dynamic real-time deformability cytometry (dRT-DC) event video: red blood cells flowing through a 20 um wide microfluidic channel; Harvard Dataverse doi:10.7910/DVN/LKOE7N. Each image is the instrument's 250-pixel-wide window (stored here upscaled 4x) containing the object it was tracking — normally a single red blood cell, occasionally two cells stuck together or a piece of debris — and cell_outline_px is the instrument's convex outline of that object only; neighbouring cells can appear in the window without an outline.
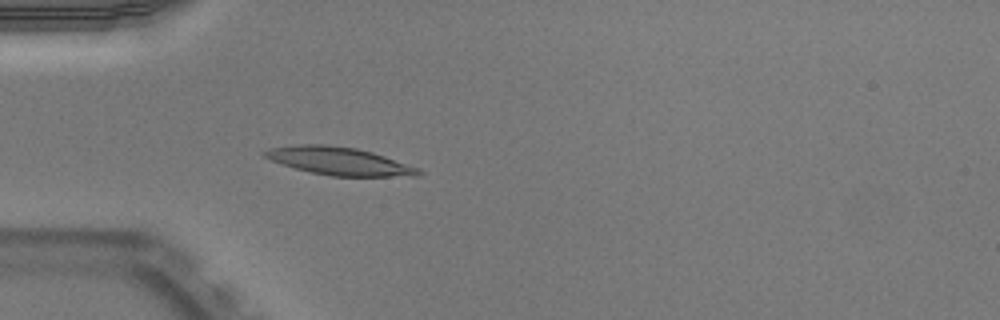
{"species": "Egyptian fruit bat (a non-hibernating species)", "species_latin": "Rousettus aegyptiacus", "temperature_condition": "warm", "stored_images_in_passage": 45, "camera_frame_rate_fps": 3000, "um_per_image_px": 0.085, "animal": {"sex": "male"}, "frame": {"image": 1, "passage_image": 15, "time_ms": 4.667, "image_size_px": [1000, 320], "cell_outline_px": [[424, 172], [420, 176], [332, 176], [312, 172], [296, 168], [272, 160], [264, 156], [260, 152], [268, 148], [292, 144], [324, 144], [356, 148], [372, 152], [420, 168]], "centroid_in_image_um": [28.84, 13.68], "position_along_channel_um": 56.2, "area_um2": 24.97}}
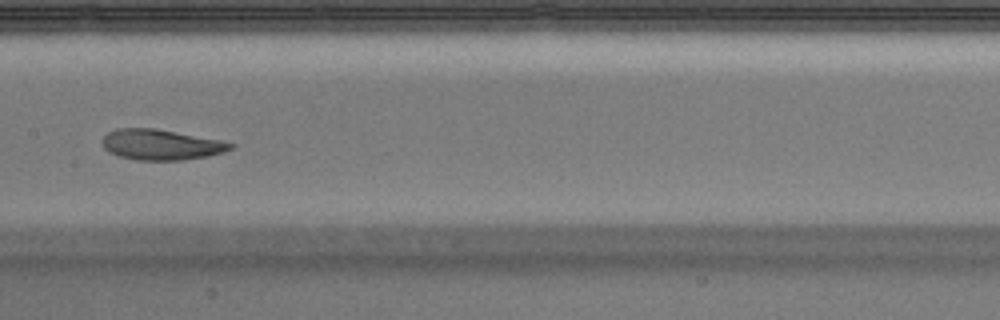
{"frame": {"image": 2, "passage_image": 26, "time_ms": 8.333, "image_size_px": [1000, 320], "cell_outline_px": [[236, 144], [232, 148], [224, 152], [208, 156], [180, 160], [136, 160], [120, 156], [108, 152], [104, 148], [104, 136], [108, 132], [116, 128], [156, 128], [220, 140]], "centroid_in_image_um": [13.7, 12.29], "position_along_channel_um": 193.7, "area_um2": 22.72}}
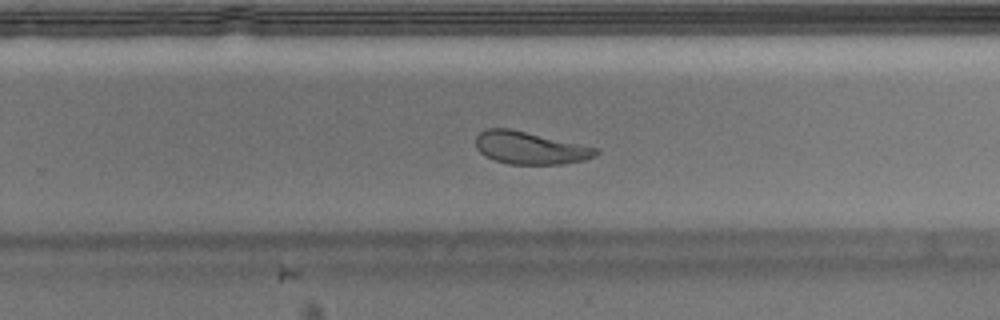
{"frame": {"image": 3, "passage_image": 33, "time_ms": 10.667, "image_size_px": [1000, 320], "cell_outline_px": [[600, 152], [596, 156], [584, 160], [560, 164], [508, 164], [492, 160], [484, 156], [476, 148], [476, 136], [480, 132], [488, 128], [508, 128], [600, 148]], "centroid_in_image_um": [45.05, 12.58], "position_along_channel_um": 284.7, "area_um2": 22.89}, "authors_computed_cell_mechanics": {"area_um2": 23.7558, "velocity_mm_per_s": 3.9141, "shape_relaxation_time_tau1_ms": 4.2645, "shape_relaxation_time_tau2_ms": 1.4008, "deformation_change_tau1": 0.1845, "deformation_change_tau2": 0.0876}}